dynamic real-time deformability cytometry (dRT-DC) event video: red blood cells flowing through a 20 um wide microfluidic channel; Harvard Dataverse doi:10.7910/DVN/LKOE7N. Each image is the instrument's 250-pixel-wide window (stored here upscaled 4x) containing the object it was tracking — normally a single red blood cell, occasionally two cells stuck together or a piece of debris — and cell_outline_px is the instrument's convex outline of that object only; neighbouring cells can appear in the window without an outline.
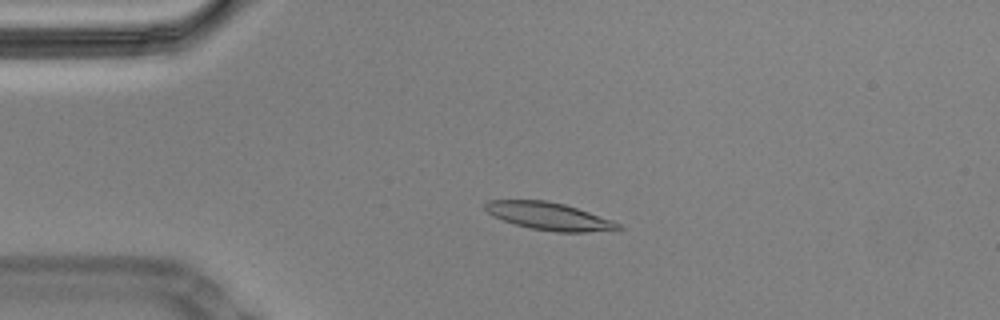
{"species": "Egyptian fruit bat (a non-hibernating species)", "species_latin": "Rousettus aegyptiacus", "temperature_condition": "cold", "stored_images_in_passage": 58, "camera_frame_rate_fps": 3000, "um_per_image_px": 0.085, "animal": {"sex": "male"}, "frame": {"image": 1, "passage_image": 13, "time_ms": 4.0, "image_size_px": [1000, 320], "cell_outline_px": [[624, 228], [588, 232], [556, 232], [532, 228], [516, 224], [504, 220], [488, 212], [484, 208], [484, 204], [488, 200], [548, 200], [564, 204], [612, 220], [620, 224]], "centroid_in_image_um": [46.67, 18.37], "position_along_channel_um": 38.3, "area_um2": 20.98}}
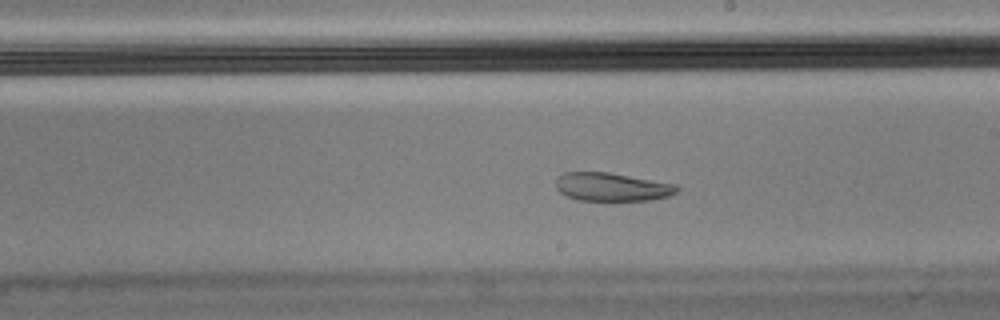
{"frame": {"image": 2, "passage_image": 33, "time_ms": 10.667, "image_size_px": [1000, 320], "cell_outline_px": [[680, 192], [668, 196], [652, 200], [580, 200], [568, 196], [560, 192], [556, 188], [556, 180], [564, 172], [608, 172], [676, 184], [680, 188]], "centroid_in_image_um": [52.06, 15.89], "position_along_channel_um": 236.9, "area_um2": 19.94}}
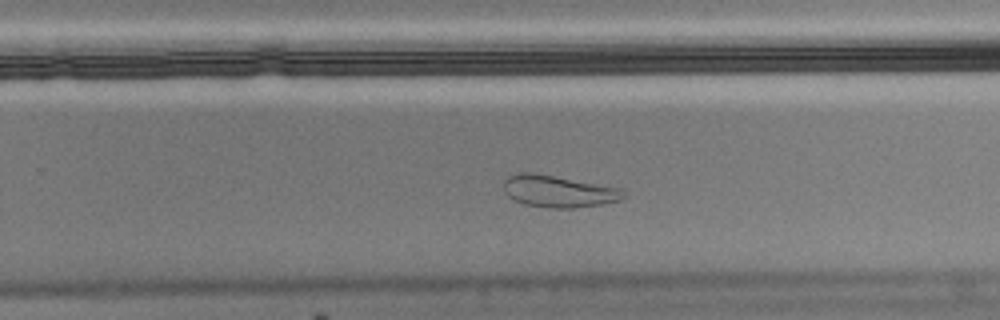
{"frame": {"image": 3, "passage_image": 37, "time_ms": 12.0, "image_size_px": [1000, 320], "cell_outline_px": [[624, 196], [620, 200], [600, 204], [572, 208], [552, 208], [524, 204], [508, 196], [504, 192], [504, 180], [508, 176], [520, 172], [532, 172], [620, 188], [624, 192]], "centroid_in_image_um": [47.42, 16.26], "position_along_channel_um": 282.4, "area_um2": 21.96}, "authors_computed_cell_mechanics": {"area_um2": 21.6461, "velocity_mm_per_s": 3.4117, "shape_relaxation_time_tau1_ms": null, "shape_relaxation_time_tau2_ms": 1.6716, "deformation_change_tau1": null, "deformation_change_tau2": 0.065}}